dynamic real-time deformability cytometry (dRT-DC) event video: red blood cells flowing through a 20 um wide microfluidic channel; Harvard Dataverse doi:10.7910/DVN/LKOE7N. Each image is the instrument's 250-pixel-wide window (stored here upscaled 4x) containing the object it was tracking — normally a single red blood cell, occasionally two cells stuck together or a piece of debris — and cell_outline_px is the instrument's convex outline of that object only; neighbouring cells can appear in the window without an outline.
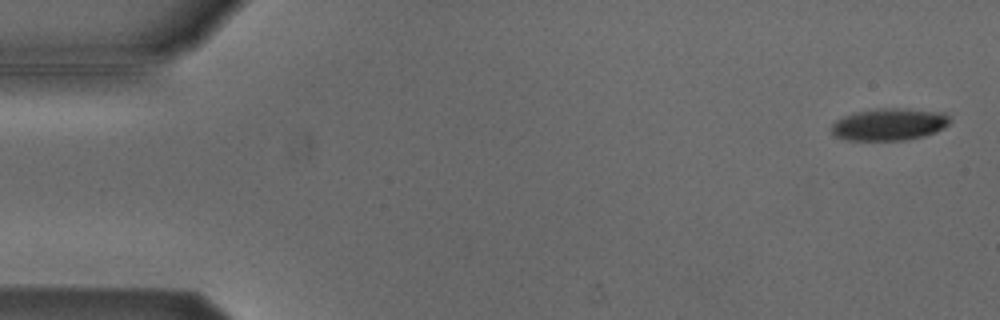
{"species": "Egyptian fruit bat (a non-hibernating species)", "species_latin": "Rousettus aegyptiacus", "temperature_condition": "cold", "stored_images_in_passage": 5, "camera_frame_rate_fps": 3000, "um_per_image_px": 0.085, "animal": {"sex": "male"}, "frame": {"image": 1, "passage_image": 1, "time_ms": 0.0, "image_size_px": [1000, 320], "cell_outline_px": [[952, 120], [944, 128], [936, 132], [924, 136], [904, 140], [848, 140], [832, 136], [832, 124], [836, 120], [844, 116], [856, 112], [876, 108], [908, 108], [944, 112]], "centroid_in_image_um": [75.6, 10.56], "position_along_channel_um": 9.4, "area_um2": 22.43}}